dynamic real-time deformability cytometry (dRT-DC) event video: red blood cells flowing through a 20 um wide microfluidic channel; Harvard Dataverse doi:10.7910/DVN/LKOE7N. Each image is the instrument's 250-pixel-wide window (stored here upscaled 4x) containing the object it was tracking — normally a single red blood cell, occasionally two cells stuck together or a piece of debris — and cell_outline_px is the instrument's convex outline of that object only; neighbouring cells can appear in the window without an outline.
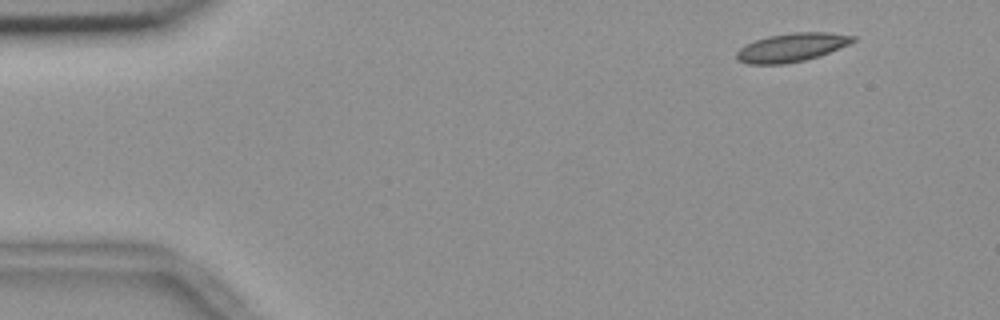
{"species": "common noctule bat (a hibernating species)", "species_latin": "Nyctalus noctula", "temperature_condition": "room temperature", "stored_images_in_passage": 51, "camera_frame_rate_fps": 3000, "um_per_image_px": 0.085, "animal": {"sex": "female", "body_mass_g": 18.4}, "frame": {"image": 1, "passage_image": 1, "time_ms": 0.0, "image_size_px": [1000, 320], "cell_outline_px": [[856, 40], [848, 44], [828, 52], [804, 60], [784, 64], [748, 64], [736, 60], [736, 52], [740, 48], [756, 40], [768, 36], [792, 32], [828, 32], [856, 36]], "centroid_in_image_um": [67.26, 4.02], "position_along_channel_um": 17.7, "area_um2": 19.13}}
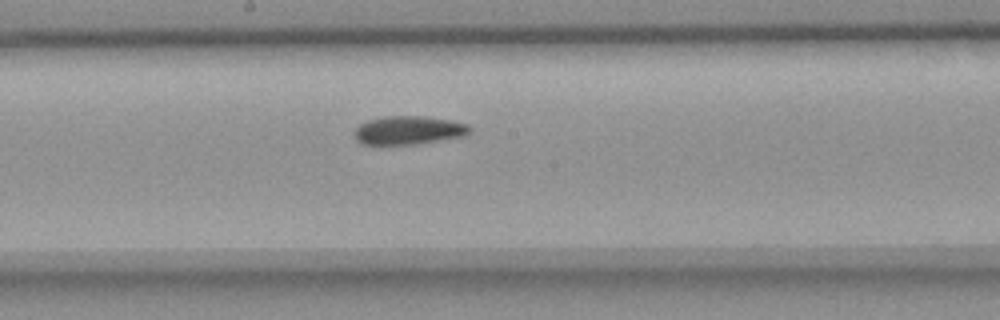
{"frame": {"image": 2, "passage_image": 25, "time_ms": 8.0, "image_size_px": [1000, 320], "cell_outline_px": [[472, 128], [464, 136], [416, 144], [360, 144], [356, 140], [356, 128], [360, 124], [368, 120], [384, 116], [424, 116], [448, 120], [468, 124]], "centroid_in_image_um": [34.73, 11.07], "position_along_channel_um": 213.5, "area_um2": 18.96}}
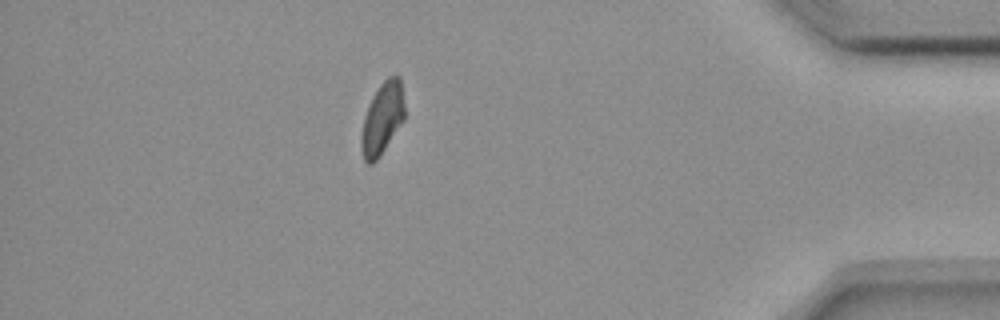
{"frame": {"image": 3, "passage_image": 44, "time_ms": 14.333, "image_size_px": [1000, 320], "cell_outline_px": [[404, 120], [380, 156], [372, 164], [368, 164], [364, 160], [360, 148], [360, 136], [364, 116], [372, 96], [380, 84], [388, 76], [400, 76], [404, 104]], "centroid_in_image_um": [32.48, 10.09], "position_along_channel_um": 402.7, "area_um2": 18.26}, "authors_computed_cell_mechanics": {"area_um2": 19.074, "velocity_mm_per_s": 3.6661, "shape_relaxation_time_tau1_ms": null, "shape_relaxation_time_tau2_ms": 5.0534, "deformation_change_tau1": null, "deformation_change_tau2": 0.0963}}